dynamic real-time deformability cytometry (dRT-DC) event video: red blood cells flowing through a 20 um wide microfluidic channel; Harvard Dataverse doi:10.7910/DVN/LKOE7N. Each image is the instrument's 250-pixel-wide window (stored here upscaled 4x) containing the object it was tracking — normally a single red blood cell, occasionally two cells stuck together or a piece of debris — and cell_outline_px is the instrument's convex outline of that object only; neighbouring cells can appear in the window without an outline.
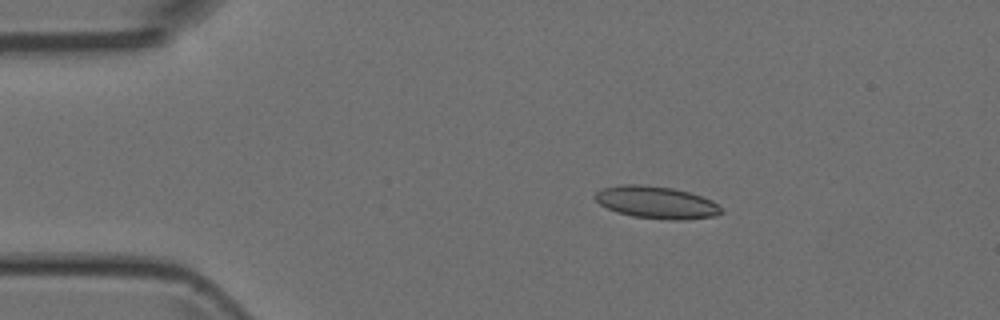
{"species": "Egyptian fruit bat (a non-hibernating species)", "species_latin": "Rousettus aegyptiacus", "temperature_condition": "room temperature", "stored_images_in_passage": 4, "camera_frame_rate_fps": 3000, "um_per_image_px": 0.085, "animal": {"sex": "female"}, "frame": {"image": 1, "passage_image": 2, "time_ms": 2.0, "image_size_px": [1000, 320], "cell_outline_px": [[724, 212], [716, 216], [680, 220], [668, 220], [632, 216], [616, 212], [600, 204], [592, 196], [596, 192], [604, 188], [620, 184], [640, 184], [672, 188], [688, 192], [712, 200]], "centroid_in_image_um": [55.77, 17.21], "position_along_channel_um": 29.2, "area_um2": 23.7}}
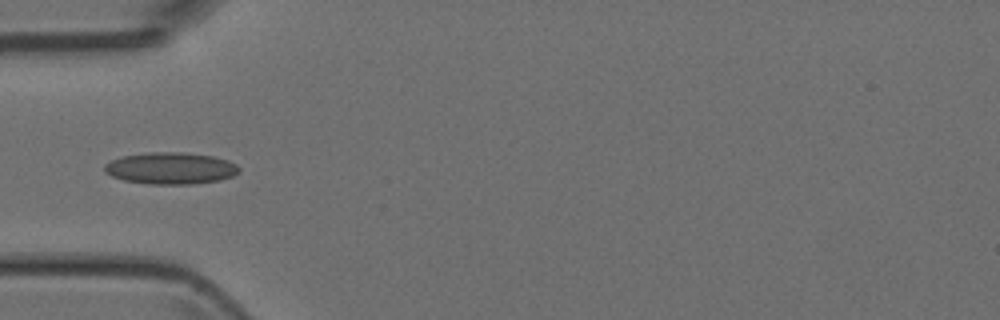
{"frame": {"image": 2, "passage_image": 4, "time_ms": 4.333, "image_size_px": [1000, 320], "cell_outline_px": [[240, 172], [232, 176], [220, 180], [192, 184], [148, 184], [124, 180], [112, 176], [104, 172], [104, 164], [112, 160], [124, 156], [148, 152], [184, 152], [212, 156], [228, 160], [236, 164], [240, 168]], "centroid_in_image_um": [14.52, 14.3], "position_along_channel_um": 70.5, "area_um2": 24.97}}